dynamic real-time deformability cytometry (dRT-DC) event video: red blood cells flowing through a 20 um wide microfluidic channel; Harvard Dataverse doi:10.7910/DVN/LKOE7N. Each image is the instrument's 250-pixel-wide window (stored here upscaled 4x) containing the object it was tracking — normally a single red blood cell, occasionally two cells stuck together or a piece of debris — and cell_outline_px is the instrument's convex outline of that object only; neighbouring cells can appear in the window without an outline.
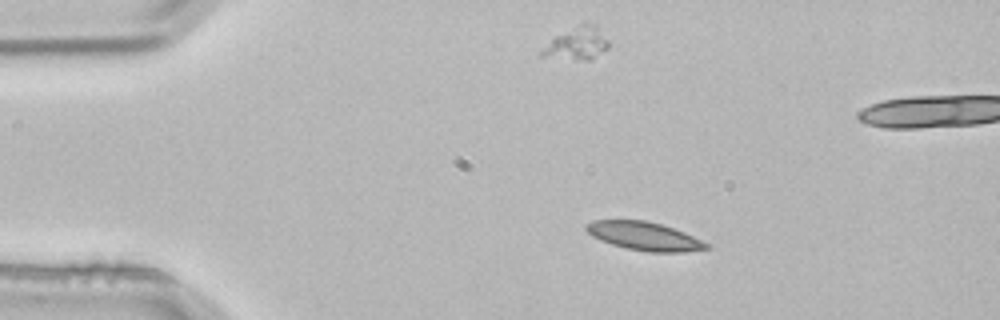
{"species": "common noctule bat (a hibernating species)", "species_latin": "Nyctalus noctula", "temperature_condition": "room temperature", "stored_images_in_passage": 46, "camera_frame_rate_fps": 3000, "um_per_image_px": 0.085, "animal": {"sex": "male", "body_mass_g": 21.5, "forearm_length_mm": 52.0}, "frame": {"image": 1, "passage_image": 1, "time_ms": 0.0, "image_size_px": [1000, 320], "cell_outline_px": [[712, 248], [684, 252], [648, 252], [624, 248], [600, 240], [592, 236], [584, 228], [584, 224], [592, 220], [644, 220], [660, 224], [684, 232], [712, 244]], "centroid_in_image_um": [54.78, 20.08], "position_along_channel_um": 30.2, "area_um2": 20.11}, "authors_computed_cell_mechanics": {"area_um2": 19.1896, "velocity_mm_per_s": 3.7979, "shape_relaxation_time_tau1_ms": null, "shape_relaxation_time_tau2_ms": 2.028, "deformation_change_tau1": null, "deformation_change_tau2": 0.0714}}